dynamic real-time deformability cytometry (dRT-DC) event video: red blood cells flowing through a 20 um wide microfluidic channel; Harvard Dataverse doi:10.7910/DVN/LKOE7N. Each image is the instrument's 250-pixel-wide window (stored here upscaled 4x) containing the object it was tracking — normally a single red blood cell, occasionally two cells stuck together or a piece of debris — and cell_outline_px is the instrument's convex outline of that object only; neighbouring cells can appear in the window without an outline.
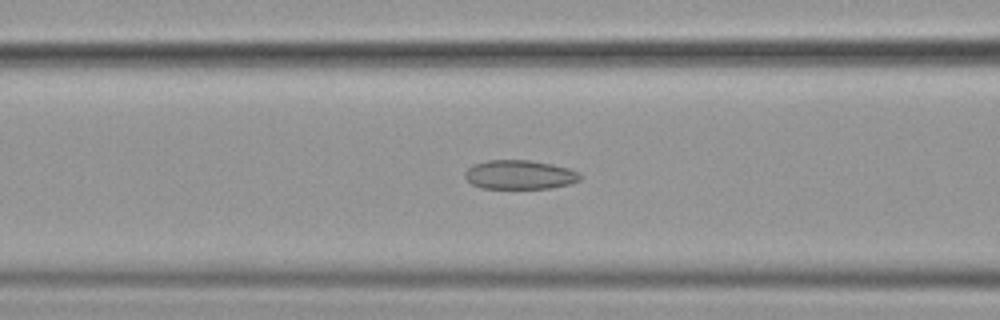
{"species": "common noctule bat (a hibernating species)", "species_latin": "Nyctalus noctula", "temperature_condition": "cold", "stored_images_in_passage": 47, "camera_frame_rate_fps": 3000, "um_per_image_px": 0.085, "animal": {"sex": "female", "body_mass_g": 19.9}, "frame": {"image": 1, "passage_image": 24, "time_ms": 7.667, "image_size_px": [1000, 320], "cell_outline_px": [[580, 180], [568, 184], [552, 188], [480, 188], [472, 184], [464, 176], [464, 172], [468, 168], [476, 164], [488, 160], [528, 160], [552, 164], [568, 168], [580, 172]], "centroid_in_image_um": [44.17, 14.85], "position_along_channel_um": 122.4, "area_um2": 19.42}}
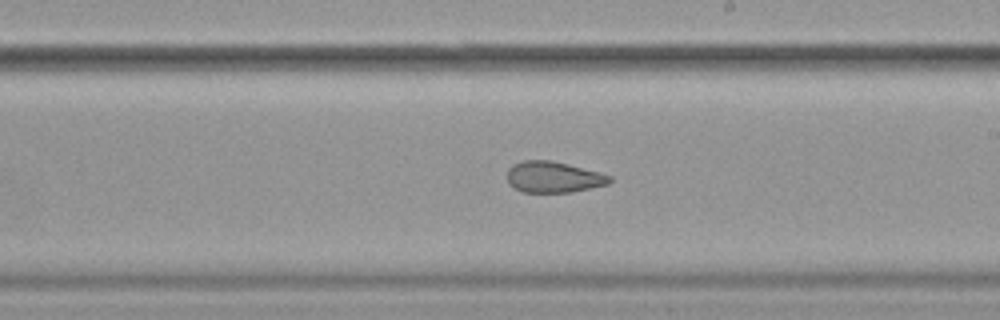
{"frame": {"image": 2, "passage_image": 34, "time_ms": 11.0, "image_size_px": [1000, 320], "cell_outline_px": [[612, 180], [608, 184], [572, 192], [524, 192], [516, 188], [508, 180], [508, 168], [512, 164], [524, 160], [552, 160], [568, 164], [612, 176]], "centroid_in_image_um": [47.05, 15.04], "position_along_channel_um": 241.9, "area_um2": 18.38}}
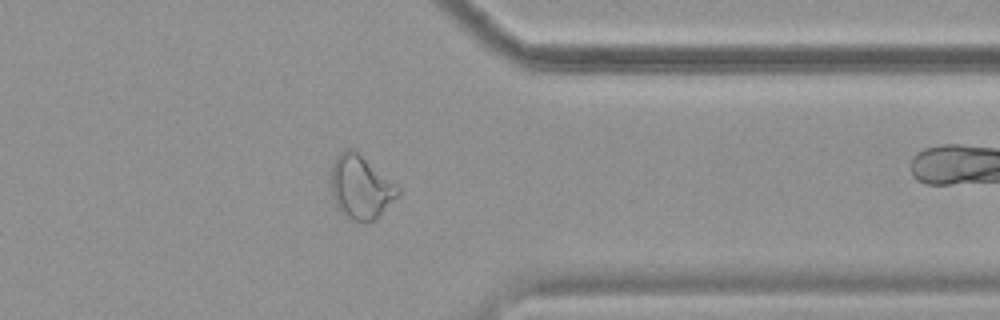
{"frame": {"image": 3, "passage_image": 46, "time_ms": 15.0, "image_size_px": [1000, 320], "cell_outline_px": [[400, 192], [376, 220], [368, 224], [348, 220], [336, 208], [328, 184], [332, 164], [336, 156], [340, 152], [348, 148], [352, 148], [400, 188]], "centroid_in_image_um": [30.58, 15.96], "position_along_channel_um": 380.8, "area_um2": 25.2}}